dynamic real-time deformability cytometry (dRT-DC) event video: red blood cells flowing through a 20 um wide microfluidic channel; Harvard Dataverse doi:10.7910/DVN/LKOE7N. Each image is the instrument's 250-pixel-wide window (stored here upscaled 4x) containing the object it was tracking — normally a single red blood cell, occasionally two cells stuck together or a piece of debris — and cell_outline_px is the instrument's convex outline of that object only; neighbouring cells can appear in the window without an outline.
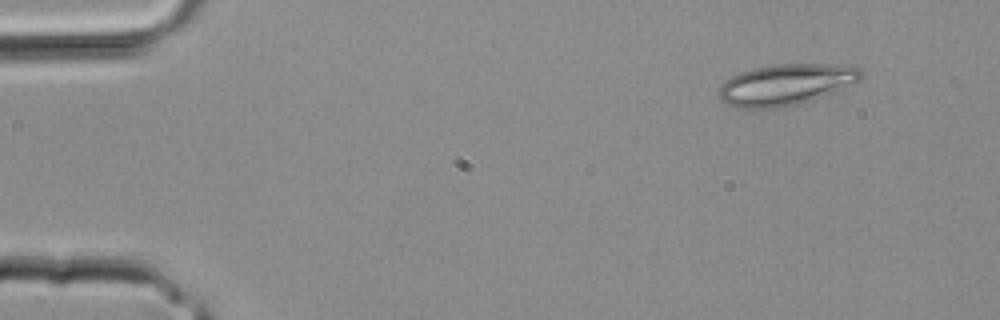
{"species": "common noctule bat (a hibernating species)", "species_latin": "Nyctalus noctula", "temperature_condition": "room temperature", "stored_images_in_passage": 2, "camera_frame_rate_fps": 3000, "um_per_image_px": 0.085, "animal": {"sex": "male", "body_mass_g": 20.4}, "frame": {"image": 1, "passage_image": 2, "time_ms": 0.333, "image_size_px": [1000, 320], "cell_outline_px": [[864, 76], [860, 80], [832, 92], [812, 100], [800, 104], [780, 108], [740, 108], [724, 104], [720, 100], [720, 88], [732, 76], [740, 72], [772, 64], [820, 64], [860, 68], [864, 72]], "centroid_in_image_um": [66.79, 7.2], "position_along_channel_um": 18.2, "area_um2": 33.7}}